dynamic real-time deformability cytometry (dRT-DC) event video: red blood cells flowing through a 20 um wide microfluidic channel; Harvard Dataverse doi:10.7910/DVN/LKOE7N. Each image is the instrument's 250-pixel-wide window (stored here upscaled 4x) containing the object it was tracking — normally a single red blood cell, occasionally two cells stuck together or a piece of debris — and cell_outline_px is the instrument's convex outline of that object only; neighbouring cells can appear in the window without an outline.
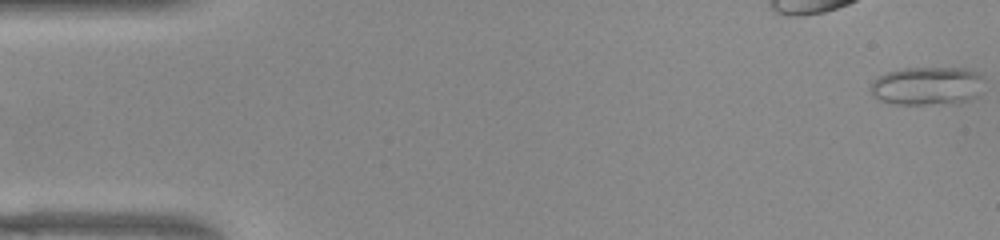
{"species": "common noctule bat (a hibernating species)", "species_latin": "Nyctalus noctula", "temperature_condition": "warm", "stored_images_in_passage": 52, "camera_frame_rate_fps": 3000, "um_per_image_px": 0.085, "animal": {"sex": "female", "body_mass_g": 22.0, "forearm_length_mm": 56.7}, "frame": {"image": 1, "passage_image": 1, "time_ms": 0.0, "image_size_px": [1000, 240], "cell_outline_px": [[984, 80], [976, 96], [964, 100], [928, 104], [892, 104], [880, 100], [872, 96], [868, 88], [872, 80], [876, 76], [900, 68], [964, 68], [976, 72], [984, 76]], "centroid_in_image_um": [78.71, 7.28], "position_along_channel_um": 6.3, "area_um2": 25.37}}
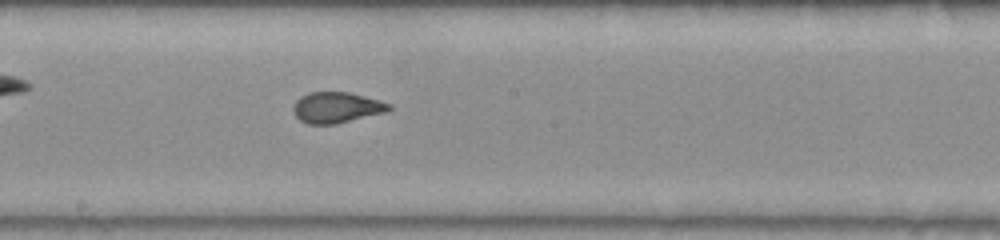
{"frame": {"image": 2, "passage_image": 28, "time_ms": 9.0, "image_size_px": [1000, 240], "cell_outline_px": [[392, 108], [388, 112], [336, 124], [308, 124], [300, 120], [292, 112], [292, 108], [296, 100], [300, 96], [308, 92], [348, 92], [380, 100], [392, 104]], "centroid_in_image_um": [28.62, 9.14], "position_along_channel_um": 219.6, "area_um2": 17.46}}
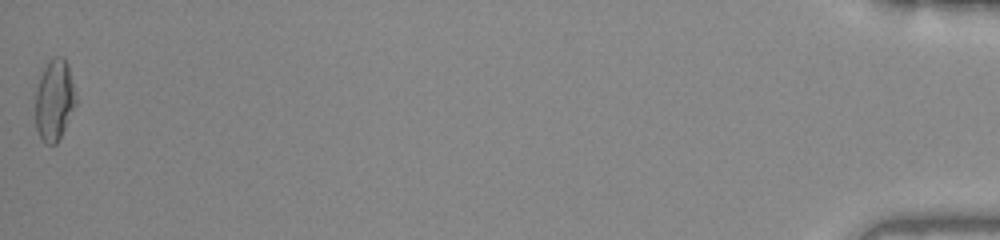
{"frame": {"image": 3, "passage_image": 52, "time_ms": 17.0, "image_size_px": [1000, 240], "cell_outline_px": [[76, 104], [56, 144], [44, 144], [36, 128], [36, 88], [40, 76], [44, 68], [56, 56], [64, 56], [68, 64], [76, 96]], "centroid_in_image_um": [4.62, 8.5], "position_along_channel_um": 430.6, "area_um2": 18.84}, "authors_computed_cell_mechanics": {"area_um2": 18.0336, "velocity_mm_per_s": 3.9339, "shape_relaxation_time_tau1_ms": null, "shape_relaxation_time_tau2_ms": 0.7598, "deformation_change_tau1": null, "deformation_change_tau2": 0.0541}}